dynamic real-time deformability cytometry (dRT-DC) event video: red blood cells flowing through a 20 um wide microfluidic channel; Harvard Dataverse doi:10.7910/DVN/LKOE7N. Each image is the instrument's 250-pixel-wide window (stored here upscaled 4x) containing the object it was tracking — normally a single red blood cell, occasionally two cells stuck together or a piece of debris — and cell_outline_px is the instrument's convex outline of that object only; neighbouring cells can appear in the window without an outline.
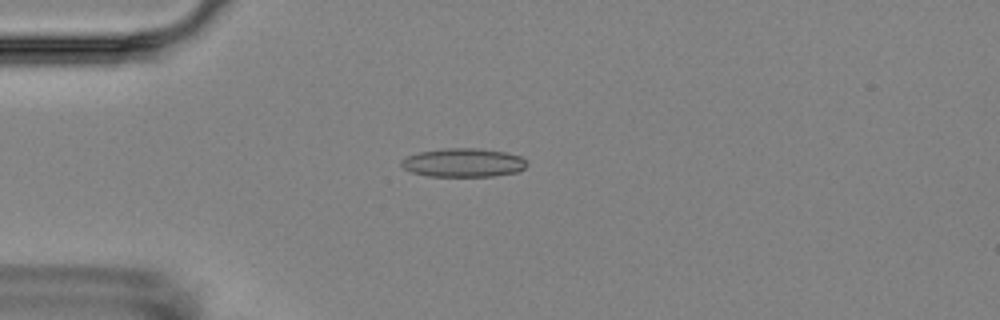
{"species": "Egyptian fruit bat (a non-hibernating species)", "species_latin": "Rousettus aegyptiacus", "temperature_condition": "room temperature", "stored_images_in_passage": 7, "camera_frame_rate_fps": 3000, "um_per_image_px": 0.085, "animal": {"sex": "female"}, "frame": {"image": 1, "passage_image": 4, "time_ms": 4.333, "image_size_px": [1000, 320], "cell_outline_px": [[528, 164], [524, 168], [516, 172], [492, 176], [428, 176], [412, 172], [404, 168], [400, 164], [400, 160], [408, 156], [420, 152], [444, 148], [480, 148], [504, 152], [520, 156]], "centroid_in_image_um": [39.37, 13.82], "position_along_channel_um": 45.6, "area_um2": 20.87}}